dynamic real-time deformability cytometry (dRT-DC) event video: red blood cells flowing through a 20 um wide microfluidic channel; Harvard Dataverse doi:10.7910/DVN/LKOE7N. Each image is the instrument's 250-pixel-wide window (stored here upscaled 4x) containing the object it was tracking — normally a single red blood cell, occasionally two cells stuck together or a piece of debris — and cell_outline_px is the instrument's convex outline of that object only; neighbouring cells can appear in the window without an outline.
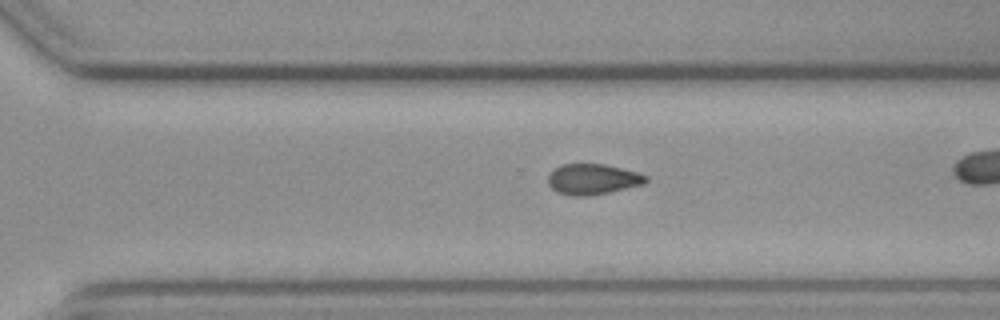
{"species": "common noctule bat (a hibernating species)", "species_latin": "Nyctalus noctula", "temperature_condition": "cold", "stored_images_in_passage": 36, "camera_frame_rate_fps": 3000, "um_per_image_px": 0.085, "animal": {"sex": "female", "body_mass_g": 19.3, "forearm_length_mm": 54.1}, "frame": {"image": 1, "passage_image": 30, "time_ms": 9.667, "image_size_px": [1000, 320], "cell_outline_px": [[648, 180], [644, 184], [608, 192], [588, 196], [572, 196], [556, 192], [548, 184], [548, 176], [560, 164], [604, 164], [636, 172], [648, 176]], "centroid_in_image_um": [50.37, 15.24], "position_along_channel_um": 320.2, "area_um2": 17.34}}